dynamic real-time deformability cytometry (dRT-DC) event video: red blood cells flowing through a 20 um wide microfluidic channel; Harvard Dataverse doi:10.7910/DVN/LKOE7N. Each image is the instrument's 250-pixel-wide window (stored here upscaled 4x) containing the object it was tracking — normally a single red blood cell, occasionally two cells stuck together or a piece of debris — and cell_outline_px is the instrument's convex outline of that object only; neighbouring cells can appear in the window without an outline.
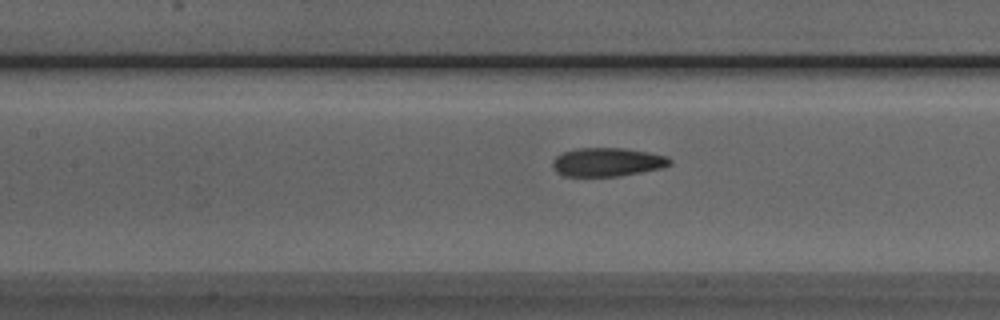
{"species": "Egyptian fruit bat (a non-hibernating species)", "species_latin": "Rousettus aegyptiacus", "temperature_condition": "room temperature", "stored_images_in_passage": 37, "camera_frame_rate_fps": 3000, "um_per_image_px": 0.085, "animal": {"sex": "male"}, "frame": {"image": 1, "passage_image": 8, "time_ms": 2.333, "image_size_px": [1000, 320], "cell_outline_px": [[672, 164], [660, 168], [620, 176], [564, 176], [556, 172], [552, 168], [552, 160], [556, 156], [564, 152], [576, 148], [624, 148], [648, 152], [668, 156], [672, 160]], "centroid_in_image_um": [51.61, 13.77], "position_along_channel_um": 155.8, "area_um2": 19.65}}
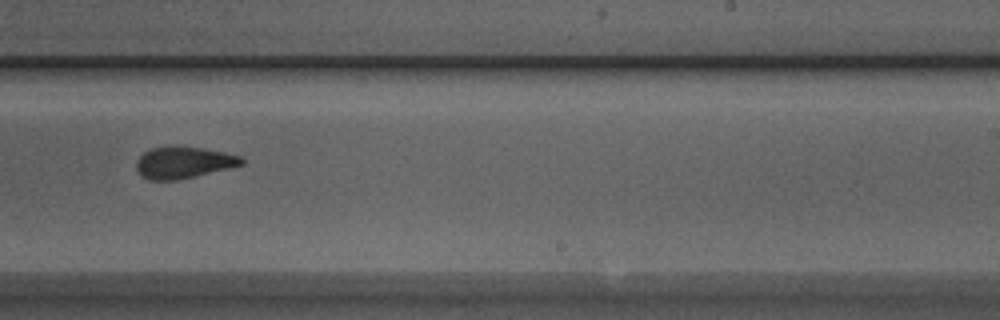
{"frame": {"image": 2, "passage_image": 17, "time_ms": 5.333, "image_size_px": [1000, 320], "cell_outline_px": [[244, 164], [232, 168], [176, 180], [148, 180], [140, 176], [136, 168], [136, 160], [144, 152], [152, 148], [168, 144], [204, 148], [224, 152], [240, 156], [244, 160]], "centroid_in_image_um": [15.58, 13.79], "position_along_channel_um": 273.4, "area_um2": 19.88}}
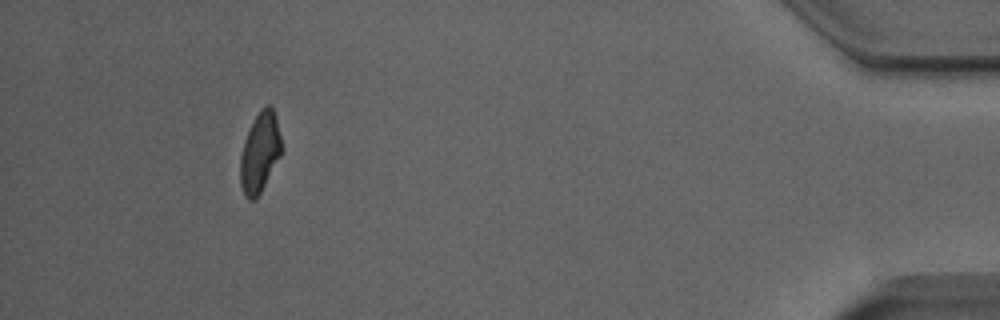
{"frame": {"image": 3, "passage_image": 33, "time_ms": 10.667, "image_size_px": [1000, 320], "cell_outline_px": [[280, 156], [260, 192], [252, 200], [248, 200], [244, 196], [240, 184], [240, 156], [244, 140], [260, 108], [268, 104], [272, 104], [276, 116], [280, 136]], "centroid_in_image_um": [22.07, 12.93], "position_along_channel_um": 413.1, "area_um2": 18.9}, "authors_computed_cell_mechanics": {"area_um2": 19.7098, "velocity_mm_per_s": 3.9347, "shape_relaxation_time_tau1_ms": 6.1597, "shape_relaxation_time_tau2_ms": 1.7361, "deformation_change_tau1": 0.1703, "deformation_change_tau2": 0.0896}}